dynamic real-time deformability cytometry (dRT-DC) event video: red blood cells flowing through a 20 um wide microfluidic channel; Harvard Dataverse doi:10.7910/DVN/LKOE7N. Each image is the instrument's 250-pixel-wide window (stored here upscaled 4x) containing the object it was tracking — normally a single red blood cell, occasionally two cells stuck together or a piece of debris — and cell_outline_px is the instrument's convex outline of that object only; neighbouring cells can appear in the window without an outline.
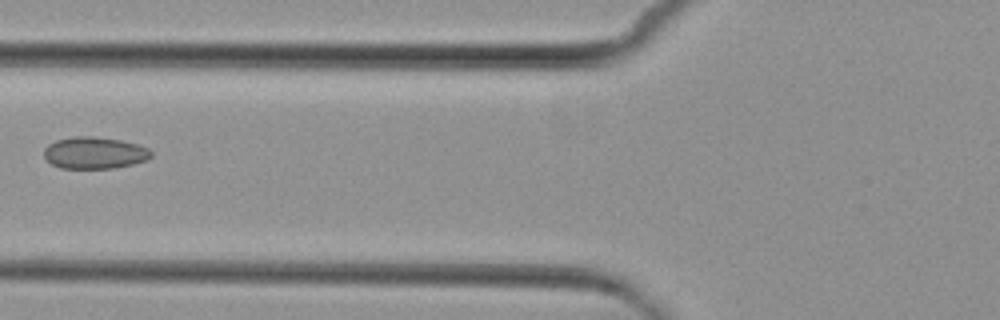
{"species": "common noctule bat (a hibernating species)", "species_latin": "Nyctalus noctula", "temperature_condition": "cold", "stored_images_in_passage": 4, "camera_frame_rate_fps": 3000, "um_per_image_px": 0.085, "animal": {"sex": "female", "body_mass_g": 29.2, "forearm_length_mm": 56.3}, "frame": {"image": 1, "passage_image": 3, "time_ms": 2.333, "image_size_px": [1000, 320], "cell_outline_px": [[152, 156], [148, 160], [116, 168], [60, 168], [52, 164], [44, 156], [44, 148], [48, 144], [56, 140], [72, 136], [92, 136], [120, 140], [136, 144], [148, 148], [152, 152]], "centroid_in_image_um": [8.03, 12.99], "position_along_channel_um": 117.8, "area_um2": 19.94}}
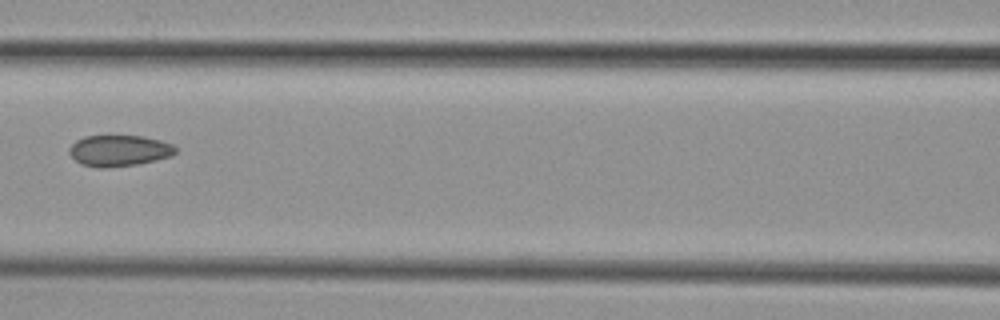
{"frame": {"image": 2, "passage_image": 4, "time_ms": 3.333, "image_size_px": [1000, 320], "cell_outline_px": [[176, 152], [172, 156], [156, 160], [136, 164], [108, 168], [96, 168], [80, 164], [68, 152], [68, 148], [76, 140], [84, 136], [144, 136], [160, 140], [172, 144], [176, 148]], "centroid_in_image_um": [10.11, 12.81], "position_along_channel_um": 156.5, "area_um2": 19.42}}